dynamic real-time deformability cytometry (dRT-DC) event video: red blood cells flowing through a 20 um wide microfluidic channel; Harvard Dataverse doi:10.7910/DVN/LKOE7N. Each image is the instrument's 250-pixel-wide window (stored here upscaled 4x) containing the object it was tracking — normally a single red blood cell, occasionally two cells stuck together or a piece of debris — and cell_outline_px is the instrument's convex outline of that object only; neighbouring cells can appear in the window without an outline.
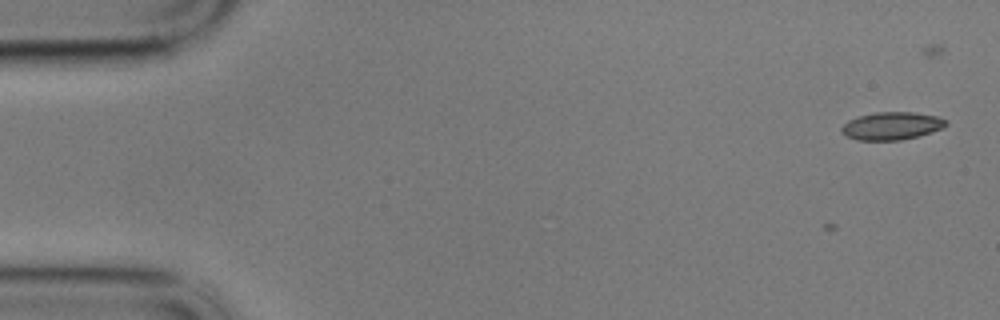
{"species": "common noctule bat (a hibernating species)", "species_latin": "Nyctalus noctula", "temperature_condition": "cold", "stored_images_in_passage": 2, "camera_frame_rate_fps": 3000, "um_per_image_px": 0.085, "animal": {"sex": "male", "body_mass_g": 17.9}, "frame": {"image": 1, "passage_image": 2, "time_ms": 0.333, "image_size_px": [1000, 320], "cell_outline_px": [[948, 124], [940, 128], [916, 136], [900, 140], [856, 140], [844, 136], [840, 132], [840, 128], [848, 120], [856, 116], [876, 112], [916, 112], [936, 116], [948, 120]], "centroid_in_image_um": [75.72, 10.69], "position_along_channel_um": 9.3, "area_um2": 16.94}}